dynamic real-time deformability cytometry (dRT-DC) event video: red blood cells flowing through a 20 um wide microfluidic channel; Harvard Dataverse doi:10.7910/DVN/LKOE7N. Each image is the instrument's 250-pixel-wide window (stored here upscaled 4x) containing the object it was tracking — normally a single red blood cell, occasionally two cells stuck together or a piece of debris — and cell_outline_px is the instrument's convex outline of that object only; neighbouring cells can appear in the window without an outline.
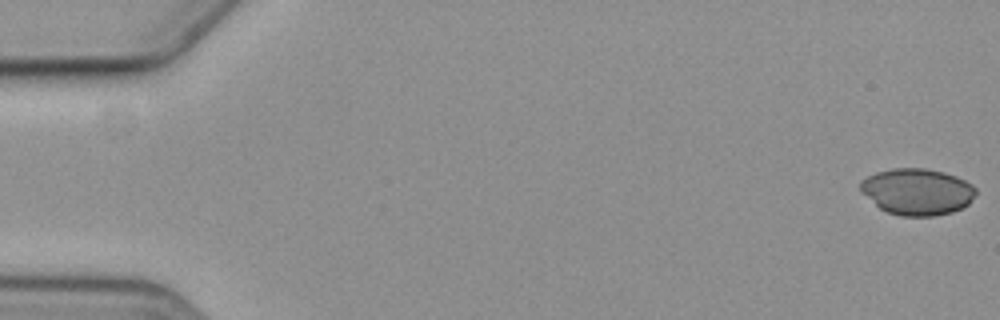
{"species": "common noctule bat (a hibernating species)", "species_latin": "Nyctalus noctula", "temperature_condition": "cold", "stored_images_in_passage": 9, "camera_frame_rate_fps": 3000, "um_per_image_px": 0.085, "animal": {"sex": "female", "body_mass_g": 19.3, "forearm_length_mm": 54.1}, "frame": {"image": 1, "passage_image": 1, "time_ms": 0.0, "image_size_px": [1000, 320], "cell_outline_px": [[976, 192], [968, 204], [952, 212], [932, 216], [904, 216], [888, 212], [880, 208], [860, 192], [860, 180], [876, 172], [892, 168], [924, 168], [944, 172], [956, 176], [972, 184], [976, 188]], "centroid_in_image_um": [77.94, 16.28], "position_along_channel_um": 7.1, "area_um2": 31.21}}